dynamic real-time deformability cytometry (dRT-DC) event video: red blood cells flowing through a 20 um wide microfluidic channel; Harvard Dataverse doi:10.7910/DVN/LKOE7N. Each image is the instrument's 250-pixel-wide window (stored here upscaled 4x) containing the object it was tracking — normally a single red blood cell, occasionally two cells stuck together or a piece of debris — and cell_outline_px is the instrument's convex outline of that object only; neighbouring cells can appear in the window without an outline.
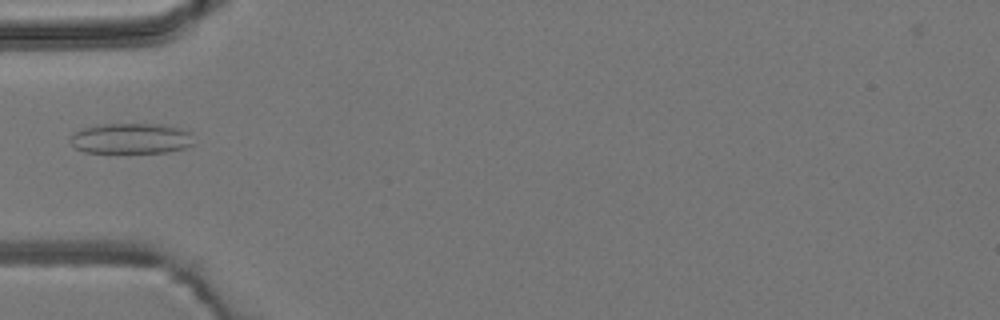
{"species": "common noctule bat (a hibernating species)", "species_latin": "Nyctalus noctula", "temperature_condition": "room temperature", "stored_images_in_passage": 3, "camera_frame_rate_fps": 3000, "um_per_image_px": 0.085, "animal": {"sex": "male", "body_mass_g": 19.2, "forearm_length_mm": 51.8}, "frame": {"image": 1, "passage_image": 2, "time_ms": 1.333, "image_size_px": [1000, 320], "cell_outline_px": [[196, 144], [184, 148], [168, 152], [84, 152], [76, 148], [72, 144], [72, 132], [80, 128], [100, 124], [164, 124], [180, 128], [188, 132]], "centroid_in_image_um": [11.15, 11.76], "position_along_channel_um": 73.9, "area_um2": 22.02}}